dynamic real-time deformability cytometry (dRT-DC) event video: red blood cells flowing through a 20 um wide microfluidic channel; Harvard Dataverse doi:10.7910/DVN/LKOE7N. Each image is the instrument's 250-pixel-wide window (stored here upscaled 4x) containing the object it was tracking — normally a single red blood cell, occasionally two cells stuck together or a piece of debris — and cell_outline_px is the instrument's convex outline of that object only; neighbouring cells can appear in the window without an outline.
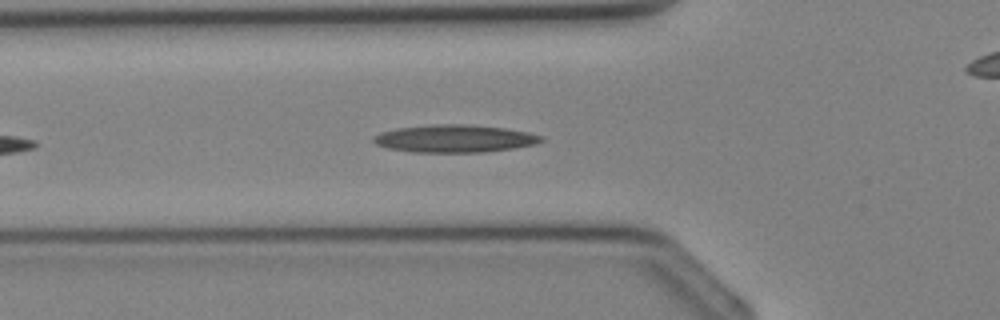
{"species": "Egyptian fruit bat (a non-hibernating species)", "species_latin": "Rousettus aegyptiacus", "temperature_condition": "cold", "stored_images_in_passage": 27, "camera_frame_rate_fps": 3000, "um_per_image_px": 0.085, "animal": {"sex": "female"}, "frame": {"image": 1, "passage_image": 5, "time_ms": 1.333, "image_size_px": [1000, 320], "cell_outline_px": [[544, 140], [536, 144], [512, 148], [484, 152], [412, 152], [388, 148], [376, 144], [372, 140], [372, 136], [380, 132], [396, 128], [428, 124], [464, 124], [504, 128], [528, 132], [544, 136]], "centroid_in_image_um": [38.61, 11.77], "position_along_channel_um": 87.2, "area_um2": 27.11}}
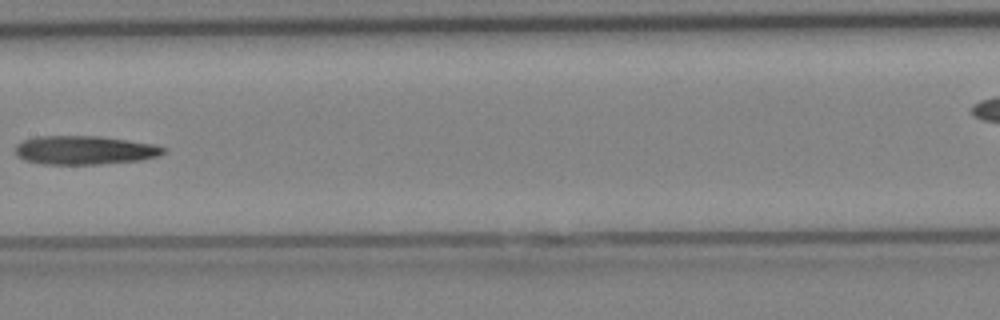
{"frame": {"image": 2, "passage_image": 11, "time_ms": 3.333, "image_size_px": [1000, 320], "cell_outline_px": [[168, 152], [160, 156], [140, 160], [100, 164], [44, 164], [24, 160], [16, 156], [16, 144], [24, 140], [36, 136], [100, 136], [156, 144], [168, 148]], "centroid_in_image_um": [7.25, 12.76], "position_along_channel_um": 200.2, "area_um2": 25.09}}
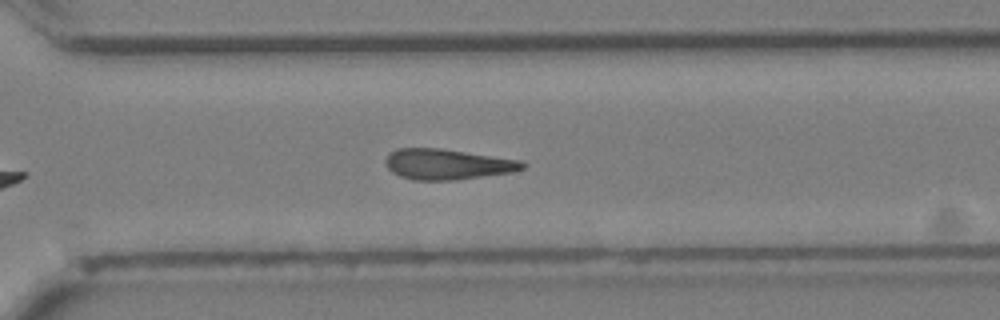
{"frame": {"image": 3, "passage_image": 18, "time_ms": 5.667, "image_size_px": [1000, 320], "cell_outline_px": [[528, 164], [524, 168], [512, 172], [456, 180], [412, 180], [400, 176], [392, 172], [388, 168], [384, 160], [388, 152], [396, 148], [440, 148], [524, 160]], "centroid_in_image_um": [38.03, 13.95], "position_along_channel_um": 332.6, "area_um2": 24.74}}